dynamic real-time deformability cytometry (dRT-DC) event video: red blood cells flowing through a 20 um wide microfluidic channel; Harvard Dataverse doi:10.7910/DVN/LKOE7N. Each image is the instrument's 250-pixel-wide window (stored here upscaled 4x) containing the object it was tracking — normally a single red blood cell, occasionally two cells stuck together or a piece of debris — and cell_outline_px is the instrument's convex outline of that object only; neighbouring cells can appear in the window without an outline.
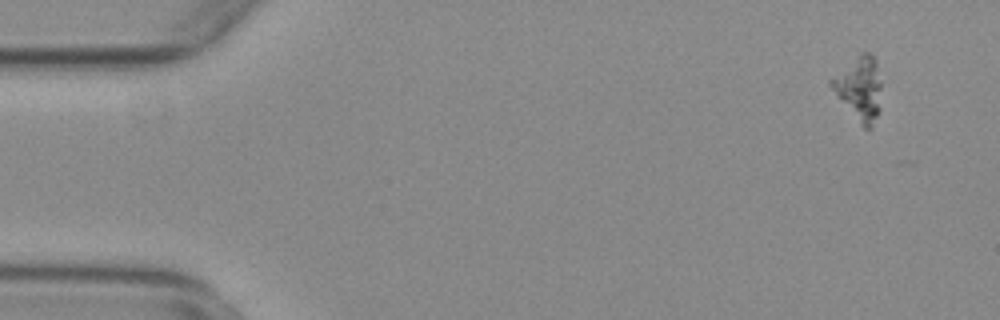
{"species": "common noctule bat (a hibernating species)", "species_latin": "Nyctalus noctula", "temperature_condition": "warm", "stored_images_in_passage": 49, "camera_frame_rate_fps": 3000, "um_per_image_px": 0.085, "animal": {"sex": "female", "body_mass_g": 29.2, "forearm_length_mm": 56.3}, "frame": {"image": 1, "passage_image": 5, "time_ms": 1.333, "image_size_px": [1000, 320], "cell_outline_px": [[880, 112], [872, 128], [864, 128], [860, 124], [836, 96], [828, 84], [828, 80], [860, 52], [868, 52], [876, 60], [880, 80]], "centroid_in_image_um": [73.04, 7.52], "position_along_channel_um": 12.0, "area_um2": 18.73}}
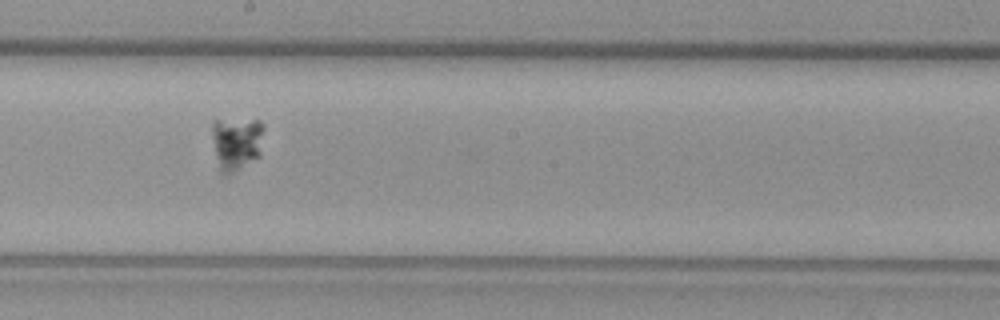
{"frame": {"image": 2, "passage_image": 33, "time_ms": 10.667, "image_size_px": [1000, 320], "cell_outline_px": [[264, 128], [260, 156], [228, 176], [224, 176], [220, 172], [216, 156], [212, 136], [212, 120], [260, 120], [264, 124]], "centroid_in_image_um": [20.11, 12.18], "position_along_channel_um": 228.1, "area_um2": 16.42}}
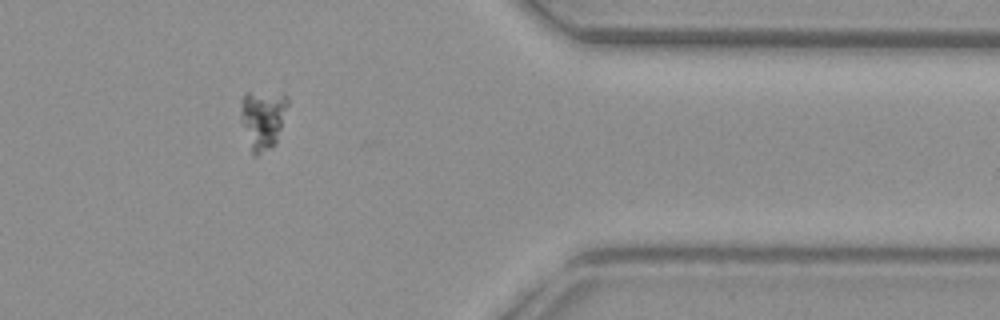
{"frame": {"image": 3, "passage_image": 48, "time_ms": 15.667, "image_size_px": [1000, 320], "cell_outline_px": [[288, 104], [276, 144], [256, 156], [252, 156], [240, 112], [240, 100], [244, 92], [284, 92], [288, 96]], "centroid_in_image_um": [22.34, 10.07], "position_along_channel_um": 389.1, "area_um2": 16.47}}